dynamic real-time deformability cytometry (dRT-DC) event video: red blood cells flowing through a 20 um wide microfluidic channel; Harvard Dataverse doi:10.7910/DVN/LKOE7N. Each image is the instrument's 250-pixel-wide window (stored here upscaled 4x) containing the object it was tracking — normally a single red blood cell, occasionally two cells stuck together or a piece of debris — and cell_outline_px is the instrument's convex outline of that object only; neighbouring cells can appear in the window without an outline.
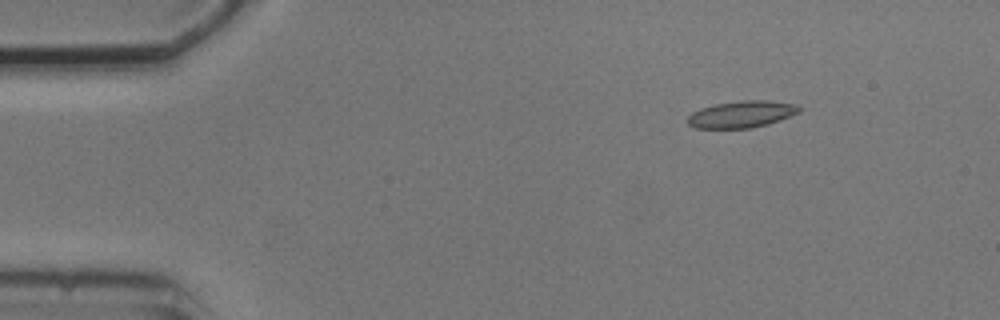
{"species": "common noctule bat (a hibernating species)", "species_latin": "Nyctalus noctula", "temperature_condition": "cold", "stored_images_in_passage": 4, "camera_frame_rate_fps": 3000, "um_per_image_px": 0.085, "animal": {"sex": "male", "body_mass_g": 20.5, "forearm_length_mm": 52.5}, "frame": {"image": 1, "passage_image": 2, "time_ms": 1.333, "image_size_px": [1000, 320], "cell_outline_px": [[804, 108], [800, 112], [780, 120], [768, 124], [752, 128], [692, 128], [688, 124], [688, 116], [692, 112], [700, 108], [716, 104], [740, 100], [768, 100], [792, 104]], "centroid_in_image_um": [63.04, 9.71], "position_along_channel_um": 22.0, "area_um2": 17.51}}
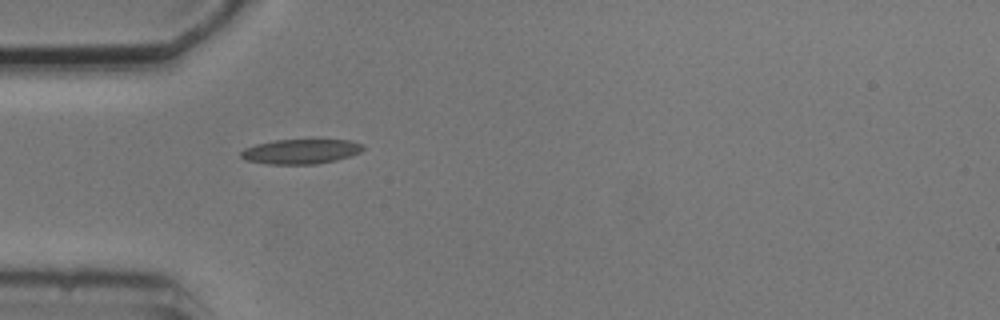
{"frame": {"image": 2, "passage_image": 4, "time_ms": 4.333, "image_size_px": [1000, 320], "cell_outline_px": [[364, 148], [360, 152], [352, 156], [336, 160], [316, 164], [268, 164], [244, 160], [240, 156], [240, 152], [244, 148], [256, 144], [276, 140], [348, 140], [364, 144]], "centroid_in_image_um": [25.56, 12.88], "position_along_channel_um": 59.4, "area_um2": 17.69}}